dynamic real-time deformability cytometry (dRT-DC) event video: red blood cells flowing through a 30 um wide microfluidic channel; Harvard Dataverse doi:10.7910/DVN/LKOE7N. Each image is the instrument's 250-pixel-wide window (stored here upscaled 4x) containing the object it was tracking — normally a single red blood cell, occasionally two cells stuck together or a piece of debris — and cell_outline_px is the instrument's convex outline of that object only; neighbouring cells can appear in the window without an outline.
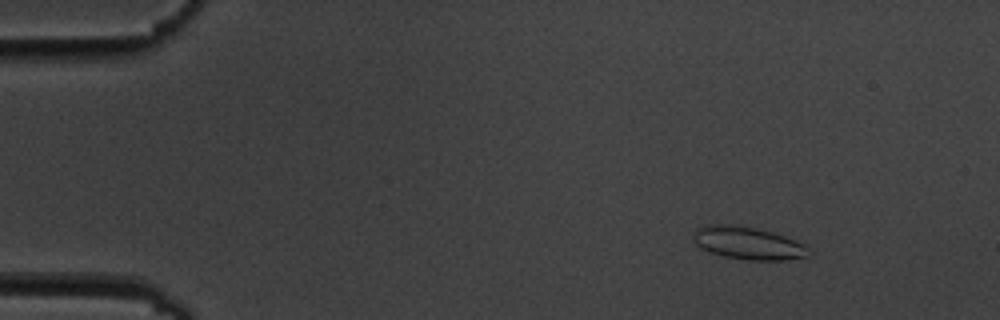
{"species": "common noctule bat (a hibernating species)", "species_latin": "Nyctalus noctula", "temperature_condition": "cold", "stored_images_in_passage": 6, "camera_frame_rate_fps": 3000, "um_per_image_px": 0.085, "animal": {"sex": "male", "body_mass_g": 19.5, "forearm_length_mm": 54.6}, "frame": {"image": 1, "passage_image": 2, "time_ms": 2.0, "image_size_px": [1000, 320], "cell_outline_px": [[808, 256], [784, 260], [748, 260], [724, 256], [708, 252], [700, 248], [696, 244], [692, 236], [692, 232], [696, 228], [704, 224], [732, 224], [756, 228], [772, 232], [784, 236], [804, 244], [808, 248]], "centroid_in_image_um": [63.5, 20.65], "position_along_channel_um": 21.5, "area_um2": 22.08}}
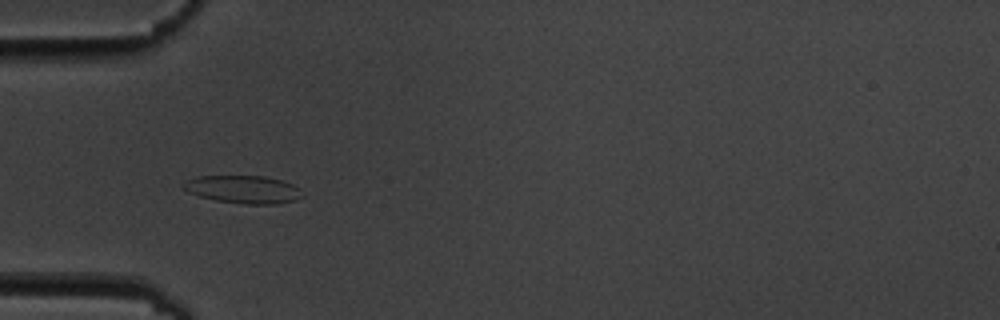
{"frame": {"image": 2, "passage_image": 5, "time_ms": 5.667, "image_size_px": [1000, 320], "cell_outline_px": [[304, 196], [296, 200], [276, 204], [244, 204], [216, 200], [200, 196], [188, 192], [184, 188], [184, 184], [188, 180], [196, 176], [264, 176], [284, 180], [300, 188], [304, 192]], "centroid_in_image_um": [20.76, 16.1], "position_along_channel_um": 64.2, "area_um2": 19.36}}